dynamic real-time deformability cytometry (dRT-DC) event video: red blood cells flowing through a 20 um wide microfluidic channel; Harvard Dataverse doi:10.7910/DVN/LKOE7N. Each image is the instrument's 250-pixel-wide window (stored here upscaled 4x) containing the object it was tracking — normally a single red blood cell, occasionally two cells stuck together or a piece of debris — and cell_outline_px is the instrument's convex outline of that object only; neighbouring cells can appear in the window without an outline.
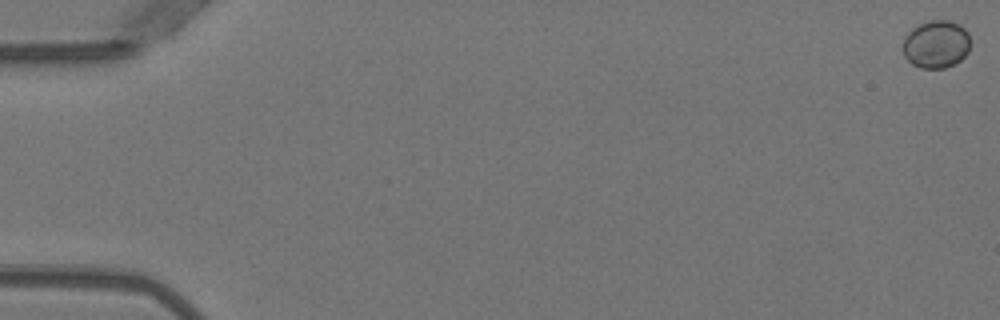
{"species": "Egyptian fruit bat (a non-hibernating species)", "species_latin": "Rousettus aegyptiacus", "temperature_condition": "warm", "stored_images_in_passage": 6, "camera_frame_rate_fps": 3000, "um_per_image_px": 0.085, "animal": {"sex": "female"}, "frame": {"image": 1, "passage_image": 1, "time_ms": 0.0, "image_size_px": [1000, 320], "cell_outline_px": [[968, 52], [960, 60], [944, 68], [920, 68], [912, 64], [904, 56], [904, 36], [912, 28], [920, 24], [932, 20], [948, 20], [960, 24], [968, 32]], "centroid_in_image_um": [79.56, 3.75], "position_along_channel_um": 5.4, "area_um2": 18.61}}